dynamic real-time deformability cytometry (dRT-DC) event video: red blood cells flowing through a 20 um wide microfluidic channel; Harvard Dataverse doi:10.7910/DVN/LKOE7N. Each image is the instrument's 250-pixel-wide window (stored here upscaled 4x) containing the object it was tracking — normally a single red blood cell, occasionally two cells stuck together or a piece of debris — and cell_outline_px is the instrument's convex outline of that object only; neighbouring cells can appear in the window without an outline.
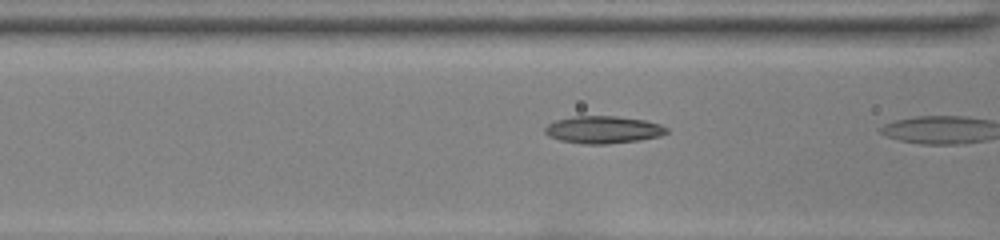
{"species": "common noctule bat (a hibernating species)", "species_latin": "Nyctalus noctula", "temperature_condition": "room temperature", "stored_images_in_passage": 14, "camera_frame_rate_fps": 3000, "um_per_image_px": 0.085, "animal": {"sex": "female", "body_mass_g": 22.0, "forearm_length_mm": 56.7}, "frame": {"image": 1, "passage_image": 7, "time_ms": 2.0, "image_size_px": [1000, 240], "cell_outline_px": [[668, 132], [660, 136], [640, 140], [604, 144], [584, 144], [560, 140], [548, 136], [544, 132], [544, 128], [548, 124], [556, 120], [572, 116], [616, 116], [644, 120], [660, 124], [668, 128]], "centroid_in_image_um": [51.26, 11.02], "position_along_channel_um": 115.3, "area_um2": 19.42}}
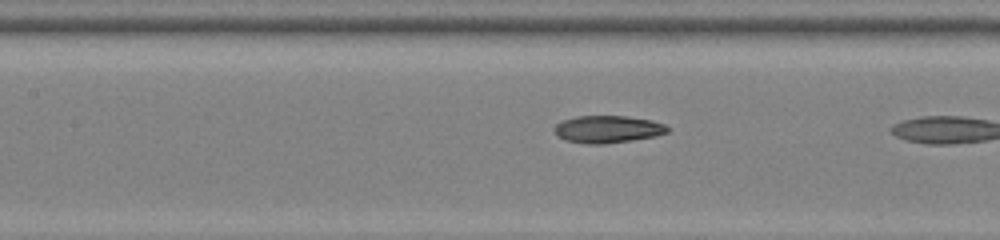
{"frame": {"image": 2, "passage_image": 10, "time_ms": 3.0, "image_size_px": [1000, 240], "cell_outline_px": [[668, 132], [656, 136], [632, 140], [604, 144], [588, 144], [564, 140], [556, 136], [552, 128], [556, 124], [564, 120], [576, 116], [628, 116], [652, 120], [664, 124], [668, 128]], "centroid_in_image_um": [51.62, 10.99], "position_along_channel_um": 155.8, "area_um2": 18.15}}